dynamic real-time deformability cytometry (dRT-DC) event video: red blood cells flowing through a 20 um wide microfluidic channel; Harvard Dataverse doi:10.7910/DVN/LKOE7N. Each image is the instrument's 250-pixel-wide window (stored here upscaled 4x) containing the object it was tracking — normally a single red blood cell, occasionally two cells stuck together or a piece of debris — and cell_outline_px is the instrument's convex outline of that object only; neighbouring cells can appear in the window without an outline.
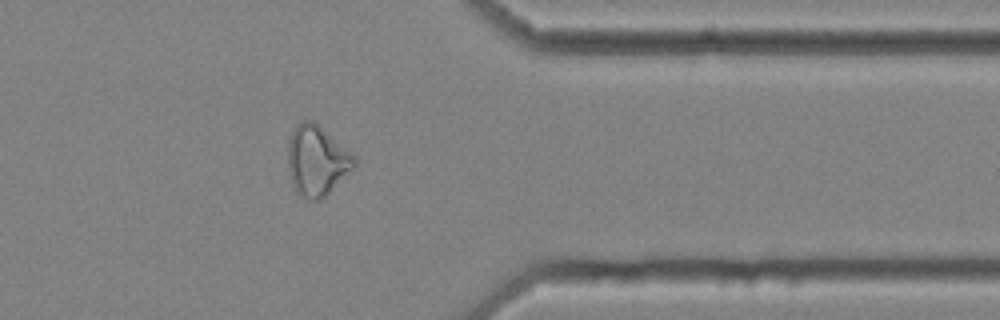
{"species": "common noctule bat (a hibernating species)", "species_latin": "Nyctalus noctula", "temperature_condition": "cold", "stored_images_in_passage": 55, "camera_frame_rate_fps": 3000, "um_per_image_px": 0.085, "animal": {"sex": "female", "body_mass_g": 25.1}, "frame": {"image": 1, "passage_image": 47, "time_ms": 15.333, "image_size_px": [1000, 320], "cell_outline_px": [[356, 164], [320, 200], [308, 200], [300, 196], [296, 192], [292, 184], [288, 168], [288, 140], [296, 124], [300, 120], [312, 120], [356, 156]], "centroid_in_image_um": [26.89, 13.64], "position_along_channel_um": 384.5, "area_um2": 26.82}}